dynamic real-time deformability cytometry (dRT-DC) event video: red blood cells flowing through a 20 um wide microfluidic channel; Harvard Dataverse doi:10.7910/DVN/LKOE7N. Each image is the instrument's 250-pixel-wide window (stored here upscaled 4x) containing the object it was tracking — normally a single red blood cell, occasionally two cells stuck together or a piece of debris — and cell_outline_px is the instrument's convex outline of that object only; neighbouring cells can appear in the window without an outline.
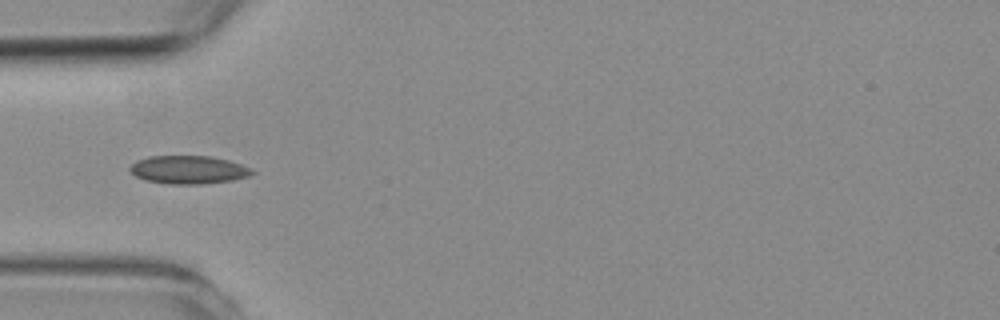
{"species": "common noctule bat (a hibernating species)", "species_latin": "Nyctalus noctula", "temperature_condition": "room temperature", "stored_images_in_passage": 7, "camera_frame_rate_fps": 3000, "um_per_image_px": 0.085, "animal": {"sex": "female", "body_mass_g": 19.3, "forearm_length_mm": 54.1}, "frame": {"image": 1, "passage_image": 5, "time_ms": 5.0, "image_size_px": [1000, 320], "cell_outline_px": [[256, 172], [248, 176], [232, 180], [200, 184], [168, 184], [144, 180], [136, 176], [128, 168], [136, 160], [148, 156], [212, 156], [228, 160], [252, 168]], "centroid_in_image_um": [16.01, 14.42], "position_along_channel_um": 69.0, "area_um2": 20.11}}
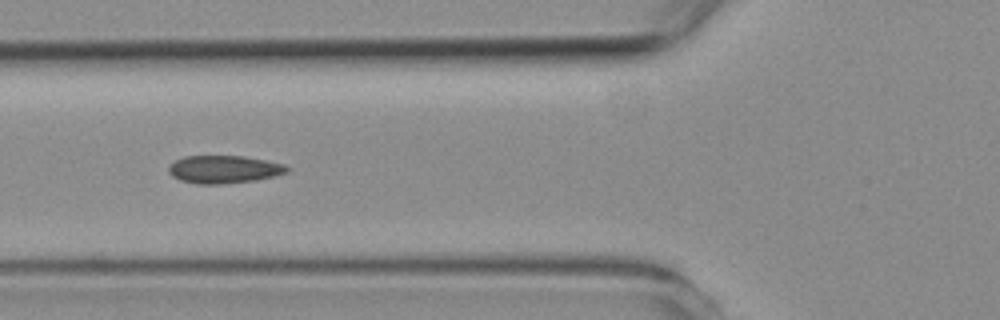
{"frame": {"image": 2, "passage_image": 6, "time_ms": 6.0, "image_size_px": [1000, 320], "cell_outline_px": [[292, 168], [288, 172], [276, 176], [256, 180], [220, 184], [196, 184], [180, 180], [172, 176], [168, 172], [168, 168], [176, 160], [184, 156], [244, 156], [284, 164]], "centroid_in_image_um": [19.06, 14.4], "position_along_channel_um": 106.7, "area_um2": 19.25}}
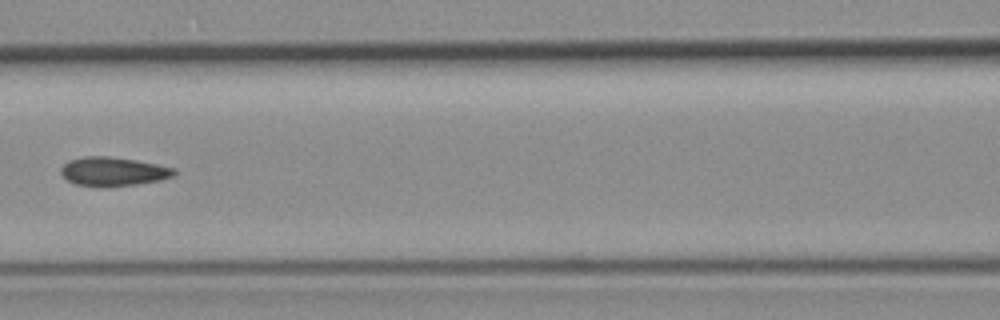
{"frame": {"image": 3, "passage_image": 7, "time_ms": 7.333, "image_size_px": [1000, 320], "cell_outline_px": [[176, 176], [160, 180], [136, 184], [108, 188], [100, 188], [76, 184], [68, 180], [60, 172], [60, 168], [68, 160], [84, 156], [108, 156], [136, 160], [176, 168]], "centroid_in_image_um": [9.63, 14.59], "position_along_channel_um": 157.0, "area_um2": 19.42}}